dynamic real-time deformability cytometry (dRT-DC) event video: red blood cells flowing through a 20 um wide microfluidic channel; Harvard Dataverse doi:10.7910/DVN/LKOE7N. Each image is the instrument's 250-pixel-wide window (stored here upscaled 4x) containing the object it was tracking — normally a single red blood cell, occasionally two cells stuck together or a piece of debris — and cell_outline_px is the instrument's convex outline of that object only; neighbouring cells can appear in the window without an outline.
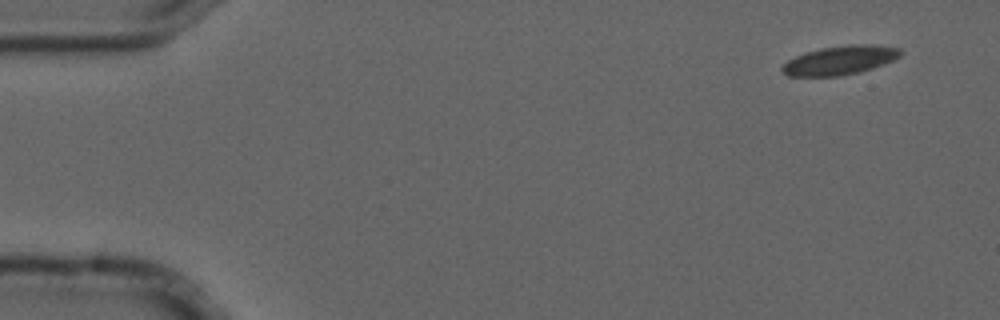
{"species": "common noctule bat (a hibernating species)", "species_latin": "Nyctalus noctula", "temperature_condition": "cold", "stored_images_in_passage": 6, "camera_frame_rate_fps": 3000, "um_per_image_px": 0.085, "animal": {"sex": "male", "forearm_length_mm": 52.5}, "frame": {"image": 1, "passage_image": 1, "time_ms": 0.0, "image_size_px": [1000, 320], "cell_outline_px": [[900, 56], [892, 60], [872, 68], [860, 72], [840, 76], [788, 76], [780, 68], [788, 60], [796, 56], [820, 48], [848, 44], [872, 44], [900, 48]], "centroid_in_image_um": [71.39, 5.12], "position_along_channel_um": 13.6, "area_um2": 19.77}}
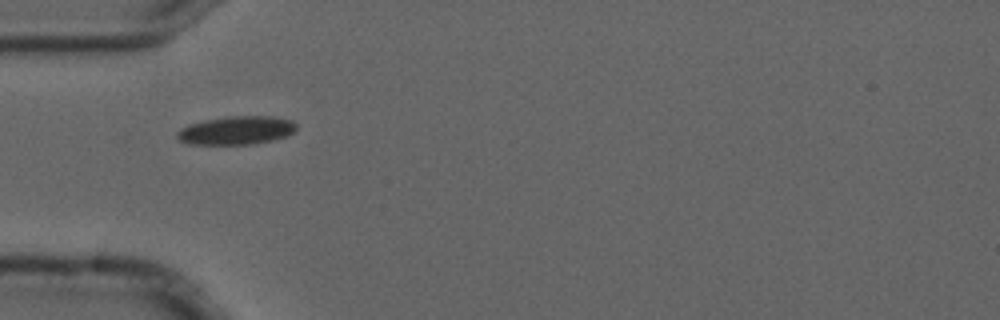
{"frame": {"image": 2, "passage_image": 5, "time_ms": 1.333, "image_size_px": [1000, 320], "cell_outline_px": [[296, 132], [288, 136], [272, 140], [252, 144], [188, 144], [180, 140], [176, 136], [176, 132], [180, 128], [188, 124], [204, 120], [228, 116], [272, 116], [292, 120], [296, 124]], "centroid_in_image_um": [20.1, 11.07], "position_along_channel_um": 64.9, "area_um2": 19.94}}
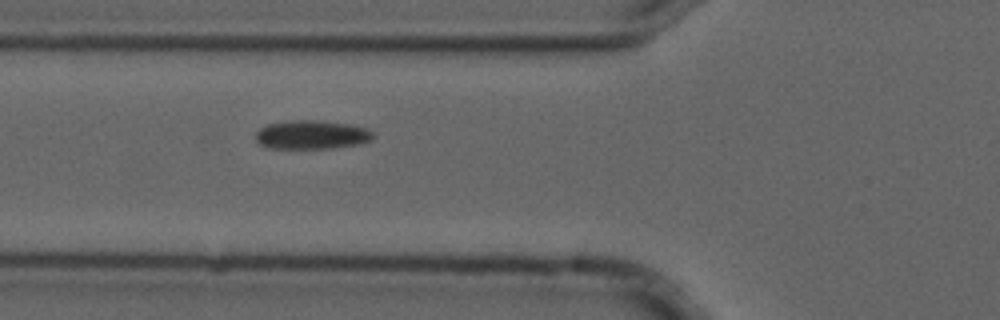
{"frame": {"image": 3, "passage_image": 6, "time_ms": 1.667, "image_size_px": [1000, 320], "cell_outline_px": [[376, 136], [372, 140], [360, 144], [332, 148], [268, 148], [260, 144], [256, 140], [256, 132], [260, 128], [268, 124], [288, 120], [316, 120], [352, 124], [368, 128], [376, 132]], "centroid_in_image_um": [26.56, 11.44], "position_along_channel_um": 99.2, "area_um2": 20.06}}